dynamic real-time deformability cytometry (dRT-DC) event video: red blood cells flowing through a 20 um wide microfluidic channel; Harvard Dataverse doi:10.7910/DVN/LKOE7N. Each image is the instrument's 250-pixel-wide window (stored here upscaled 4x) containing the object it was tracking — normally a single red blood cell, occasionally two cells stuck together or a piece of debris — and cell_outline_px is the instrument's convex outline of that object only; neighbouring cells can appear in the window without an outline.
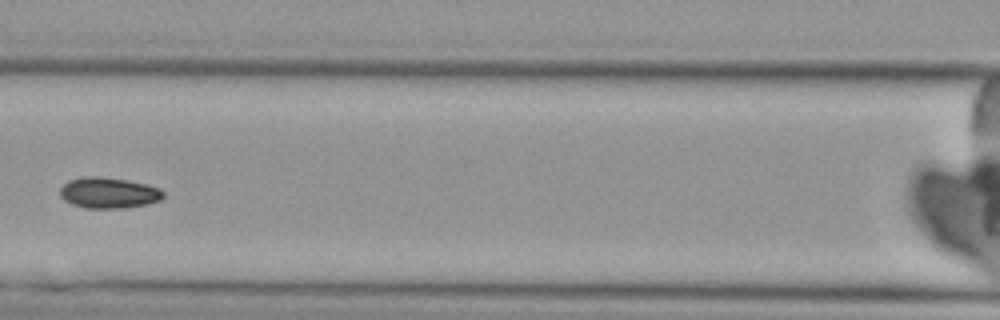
{"species": "Egyptian fruit bat (a non-hibernating species)", "species_latin": "Rousettus aegyptiacus", "temperature_condition": "cold", "stored_images_in_passage": 5, "camera_frame_rate_fps": 3000, "um_per_image_px": 0.085, "animal": {"sex": "female"}, "frame": {"image": 1, "passage_image": 3, "time_ms": 2.333, "image_size_px": [1000, 320], "cell_outline_px": [[164, 196], [160, 200], [148, 204], [128, 208], [84, 208], [72, 204], [64, 200], [60, 196], [60, 188], [68, 180], [84, 176], [100, 176], [128, 180], [160, 188], [164, 192]], "centroid_in_image_um": [9.23, 16.39], "position_along_channel_um": 157.4, "area_um2": 18.79}}
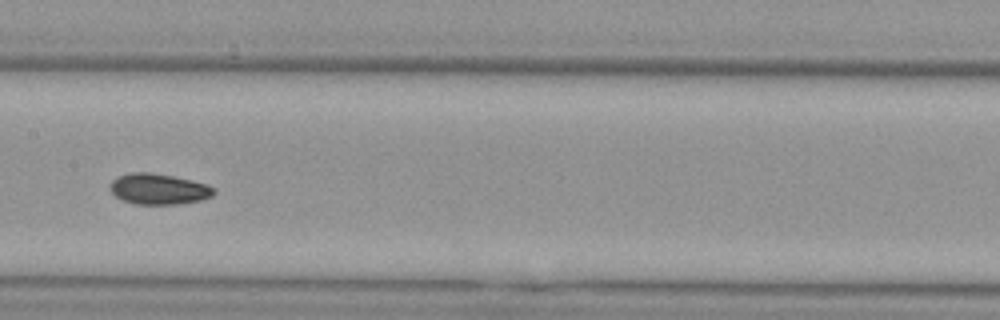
{"frame": {"image": 2, "passage_image": 4, "time_ms": 3.333, "image_size_px": [1000, 320], "cell_outline_px": [[216, 192], [212, 196], [200, 200], [176, 204], [136, 204], [124, 200], [116, 196], [108, 188], [112, 180], [116, 176], [132, 172], [152, 172], [192, 180], [208, 184]], "centroid_in_image_um": [13.46, 16.05], "position_along_channel_um": 193.9, "area_um2": 18.61}}